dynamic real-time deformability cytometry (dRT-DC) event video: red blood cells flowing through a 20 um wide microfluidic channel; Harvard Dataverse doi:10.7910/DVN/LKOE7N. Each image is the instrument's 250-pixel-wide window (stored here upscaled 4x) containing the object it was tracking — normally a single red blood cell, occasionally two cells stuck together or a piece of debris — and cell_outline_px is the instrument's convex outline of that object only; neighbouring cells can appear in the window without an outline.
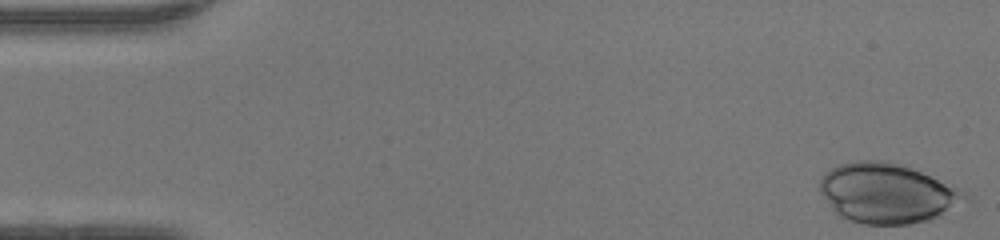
{"species": "human", "species_latin": "Homo sapiens", "temperature_condition": "warm", "stored_images_in_passage": 41, "camera_frame_rate_fps": 3000, "um_per_image_px": 0.085, "donor": {"sex": "female"}, "frame": {"image": 1, "passage_image": 1, "time_ms": 0.0, "image_size_px": [1000, 240], "cell_outline_px": [[972, 200], [940, 216], [928, 220], [908, 224], [864, 224], [840, 216], [832, 208], [820, 192], [820, 180], [824, 172], [840, 164], [856, 160], [884, 160], [920, 172], [968, 192], [972, 196]], "centroid_in_image_um": [75.46, 16.43], "position_along_channel_um": 9.5, "area_um2": 50.52}}
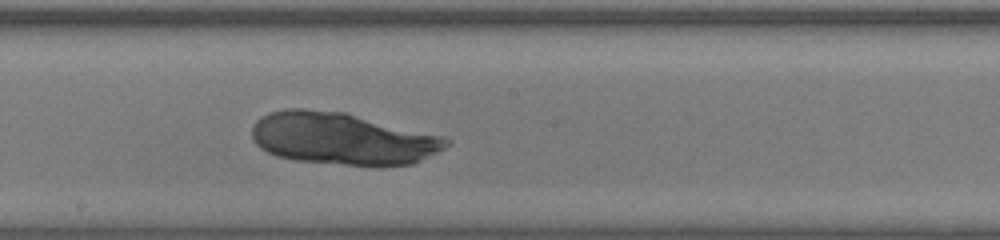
{"frame": {"image": 2, "passage_image": 26, "time_ms": 8.333, "image_size_px": [1000, 240], "cell_outline_px": [[452, 144], [412, 164], [344, 164], [296, 160], [276, 156], [260, 148], [252, 140], [252, 128], [256, 120], [260, 116], [268, 112], [284, 108], [304, 108], [344, 112], [444, 136], [452, 140]], "centroid_in_image_um": [29.05, 11.75], "position_along_channel_um": 219.1, "area_um2": 58.72}}
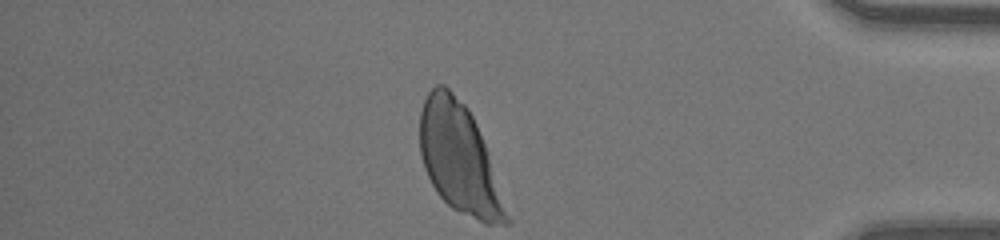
{"frame": {"image": 3, "passage_image": 41, "time_ms": 13.333, "image_size_px": [1000, 240], "cell_outline_px": [[512, 224], [484, 224], [452, 208], [436, 192], [424, 168], [420, 156], [420, 112], [424, 100], [428, 92], [436, 84], [444, 84], [468, 108], [476, 124], [484, 144], [512, 220]], "centroid_in_image_um": [39.03, 13.51], "position_along_channel_um": 396.2, "area_um2": 54.97}}